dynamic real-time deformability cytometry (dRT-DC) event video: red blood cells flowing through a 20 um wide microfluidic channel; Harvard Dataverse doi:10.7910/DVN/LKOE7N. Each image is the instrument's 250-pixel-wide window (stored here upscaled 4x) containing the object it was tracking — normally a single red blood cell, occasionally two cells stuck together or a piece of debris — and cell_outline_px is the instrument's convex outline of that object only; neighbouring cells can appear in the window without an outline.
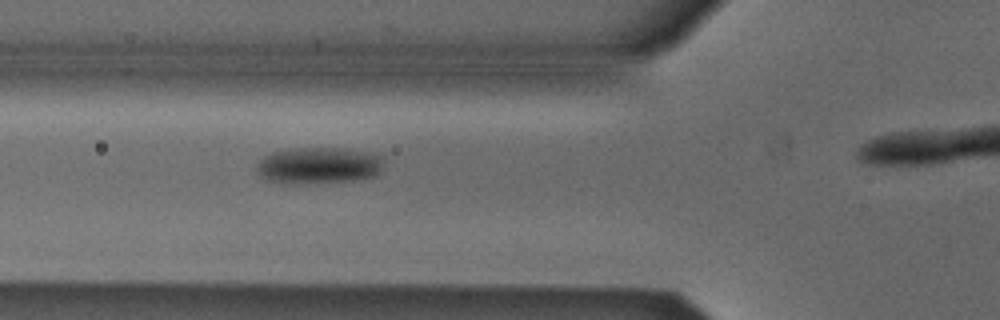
{"species": "Egyptian fruit bat (a non-hibernating species)", "species_latin": "Rousettus aegyptiacus", "temperature_condition": "cold", "stored_images_in_passage": 24, "camera_frame_rate_fps": 3000, "um_per_image_px": 0.085, "animal": {"sex": "male"}, "frame": {"image": 1, "passage_image": 4, "time_ms": 1.0, "image_size_px": [1000, 320], "cell_outline_px": [[384, 160], [376, 176], [352, 180], [300, 184], [284, 184], [264, 180], [256, 172], [256, 164], [264, 156], [272, 152], [296, 148], [344, 148], [384, 156]], "centroid_in_image_um": [27.02, 14.08], "position_along_channel_um": 98.8, "area_um2": 27.28}}
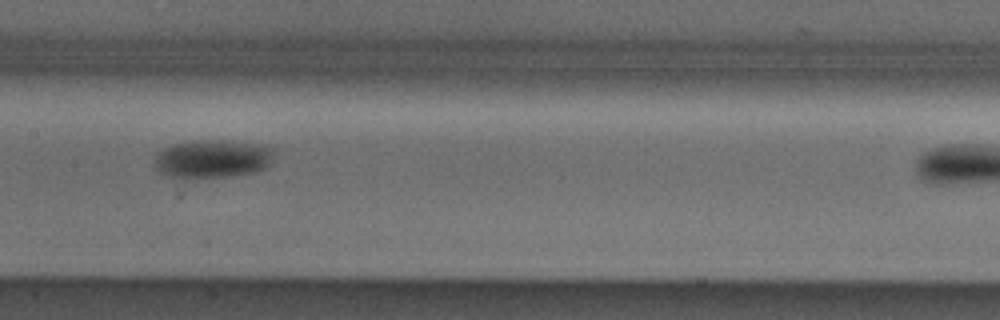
{"frame": {"image": 2, "passage_image": 11, "time_ms": 3.333, "image_size_px": [1000, 320], "cell_outline_px": [[272, 160], [264, 168], [256, 172], [224, 176], [168, 176], [160, 172], [156, 168], [156, 152], [172, 144], [192, 140], [232, 140], [268, 144], [272, 148]], "centroid_in_image_um": [18.1, 13.44], "position_along_channel_um": 189.3, "area_um2": 26.47}}
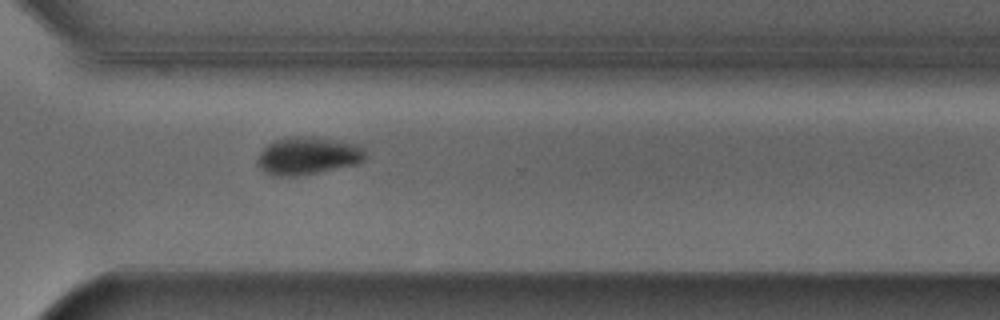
{"frame": {"image": 3, "passage_image": 23, "time_ms": 7.333, "image_size_px": [1000, 320], "cell_outline_px": [[364, 160], [356, 164], [316, 172], [292, 176], [280, 176], [268, 172], [260, 168], [256, 160], [260, 152], [272, 140], [292, 136], [312, 136], [340, 140], [360, 144], [364, 148]], "centroid_in_image_um": [26.18, 13.2], "position_along_channel_um": 344.4, "area_um2": 23.58}}